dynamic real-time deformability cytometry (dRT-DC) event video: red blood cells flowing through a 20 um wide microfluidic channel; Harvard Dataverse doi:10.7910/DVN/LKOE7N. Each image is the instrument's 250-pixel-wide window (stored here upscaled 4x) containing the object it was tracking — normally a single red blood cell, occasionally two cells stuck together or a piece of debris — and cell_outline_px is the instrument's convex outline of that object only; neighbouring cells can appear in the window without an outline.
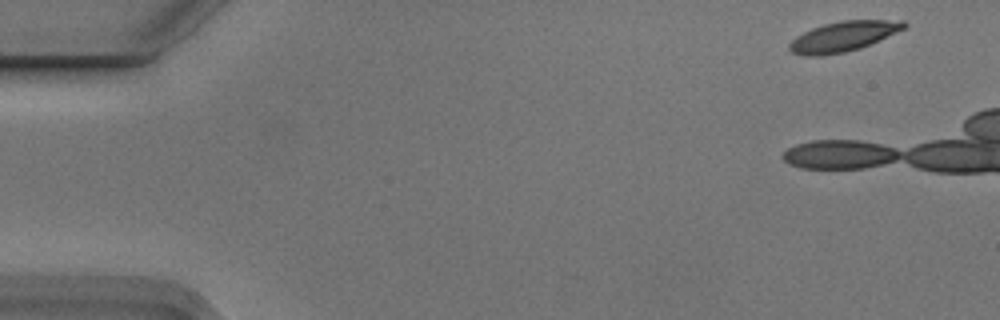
{"species": "Egyptian fruit bat (a non-hibernating species)", "species_latin": "Rousettus aegyptiacus", "temperature_condition": "cold", "stored_images_in_passage": 7, "camera_frame_rate_fps": 3000, "um_per_image_px": 0.085, "animal": {"sex": "male"}, "frame": {"image": 1, "passage_image": 1, "time_ms": 0.0, "image_size_px": [1000, 320], "cell_outline_px": [[908, 24], [904, 28], [896, 32], [860, 48], [844, 52], [820, 56], [804, 56], [792, 52], [788, 48], [788, 44], [796, 36], [812, 28], [824, 24], [840, 20], [904, 20]], "centroid_in_image_um": [71.65, 3.09], "position_along_channel_um": 13.4, "area_um2": 19.94}}